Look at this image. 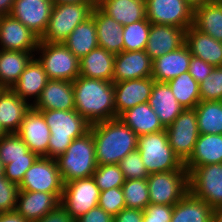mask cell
<instances>
[{
  "label": "cell",
  "instance_id": "obj_1",
  "mask_svg": "<svg viewBox=\"0 0 222 222\" xmlns=\"http://www.w3.org/2000/svg\"><path fill=\"white\" fill-rule=\"evenodd\" d=\"M73 91L75 110L90 124L116 119L112 81L79 76Z\"/></svg>",
  "mask_w": 222,
  "mask_h": 222
},
{
  "label": "cell",
  "instance_id": "obj_2",
  "mask_svg": "<svg viewBox=\"0 0 222 222\" xmlns=\"http://www.w3.org/2000/svg\"><path fill=\"white\" fill-rule=\"evenodd\" d=\"M97 165L119 164L129 153L137 150L138 136L119 118L90 125Z\"/></svg>",
  "mask_w": 222,
  "mask_h": 222
},
{
  "label": "cell",
  "instance_id": "obj_3",
  "mask_svg": "<svg viewBox=\"0 0 222 222\" xmlns=\"http://www.w3.org/2000/svg\"><path fill=\"white\" fill-rule=\"evenodd\" d=\"M40 111L50 129L48 153L46 157L56 160L64 154L71 142L90 130V123L74 110Z\"/></svg>",
  "mask_w": 222,
  "mask_h": 222
},
{
  "label": "cell",
  "instance_id": "obj_4",
  "mask_svg": "<svg viewBox=\"0 0 222 222\" xmlns=\"http://www.w3.org/2000/svg\"><path fill=\"white\" fill-rule=\"evenodd\" d=\"M56 161L64 183L92 177L98 166L92 131L75 138Z\"/></svg>",
  "mask_w": 222,
  "mask_h": 222
},
{
  "label": "cell",
  "instance_id": "obj_5",
  "mask_svg": "<svg viewBox=\"0 0 222 222\" xmlns=\"http://www.w3.org/2000/svg\"><path fill=\"white\" fill-rule=\"evenodd\" d=\"M97 2L53 4L47 29L40 41L63 43L78 24L91 17Z\"/></svg>",
  "mask_w": 222,
  "mask_h": 222
},
{
  "label": "cell",
  "instance_id": "obj_6",
  "mask_svg": "<svg viewBox=\"0 0 222 222\" xmlns=\"http://www.w3.org/2000/svg\"><path fill=\"white\" fill-rule=\"evenodd\" d=\"M137 150L149 174L179 170L184 165L169 145L166 130L139 136Z\"/></svg>",
  "mask_w": 222,
  "mask_h": 222
},
{
  "label": "cell",
  "instance_id": "obj_7",
  "mask_svg": "<svg viewBox=\"0 0 222 222\" xmlns=\"http://www.w3.org/2000/svg\"><path fill=\"white\" fill-rule=\"evenodd\" d=\"M36 51L48 79L73 82L79 77V59L63 43L39 41Z\"/></svg>",
  "mask_w": 222,
  "mask_h": 222
},
{
  "label": "cell",
  "instance_id": "obj_8",
  "mask_svg": "<svg viewBox=\"0 0 222 222\" xmlns=\"http://www.w3.org/2000/svg\"><path fill=\"white\" fill-rule=\"evenodd\" d=\"M147 183L150 204L175 205L189 191L184 165L179 170L149 174Z\"/></svg>",
  "mask_w": 222,
  "mask_h": 222
},
{
  "label": "cell",
  "instance_id": "obj_9",
  "mask_svg": "<svg viewBox=\"0 0 222 222\" xmlns=\"http://www.w3.org/2000/svg\"><path fill=\"white\" fill-rule=\"evenodd\" d=\"M189 192L212 209L222 206V163L193 168L188 173Z\"/></svg>",
  "mask_w": 222,
  "mask_h": 222
},
{
  "label": "cell",
  "instance_id": "obj_10",
  "mask_svg": "<svg viewBox=\"0 0 222 222\" xmlns=\"http://www.w3.org/2000/svg\"><path fill=\"white\" fill-rule=\"evenodd\" d=\"M165 130L174 154L184 164L193 153L194 146L200 135L195 108L184 109Z\"/></svg>",
  "mask_w": 222,
  "mask_h": 222
},
{
  "label": "cell",
  "instance_id": "obj_11",
  "mask_svg": "<svg viewBox=\"0 0 222 222\" xmlns=\"http://www.w3.org/2000/svg\"><path fill=\"white\" fill-rule=\"evenodd\" d=\"M100 189L92 177L75 179L64 183L60 204L74 219L98 206Z\"/></svg>",
  "mask_w": 222,
  "mask_h": 222
},
{
  "label": "cell",
  "instance_id": "obj_12",
  "mask_svg": "<svg viewBox=\"0 0 222 222\" xmlns=\"http://www.w3.org/2000/svg\"><path fill=\"white\" fill-rule=\"evenodd\" d=\"M18 186L19 191L63 193L64 182L57 161L48 157H38L25 172Z\"/></svg>",
  "mask_w": 222,
  "mask_h": 222
},
{
  "label": "cell",
  "instance_id": "obj_13",
  "mask_svg": "<svg viewBox=\"0 0 222 222\" xmlns=\"http://www.w3.org/2000/svg\"><path fill=\"white\" fill-rule=\"evenodd\" d=\"M146 18L151 24L186 29L193 25L194 9L185 0H145Z\"/></svg>",
  "mask_w": 222,
  "mask_h": 222
},
{
  "label": "cell",
  "instance_id": "obj_14",
  "mask_svg": "<svg viewBox=\"0 0 222 222\" xmlns=\"http://www.w3.org/2000/svg\"><path fill=\"white\" fill-rule=\"evenodd\" d=\"M40 38L11 15L0 16V50L36 52Z\"/></svg>",
  "mask_w": 222,
  "mask_h": 222
},
{
  "label": "cell",
  "instance_id": "obj_15",
  "mask_svg": "<svg viewBox=\"0 0 222 222\" xmlns=\"http://www.w3.org/2000/svg\"><path fill=\"white\" fill-rule=\"evenodd\" d=\"M53 4L52 0H15L10 15L41 38L47 29Z\"/></svg>",
  "mask_w": 222,
  "mask_h": 222
},
{
  "label": "cell",
  "instance_id": "obj_16",
  "mask_svg": "<svg viewBox=\"0 0 222 222\" xmlns=\"http://www.w3.org/2000/svg\"><path fill=\"white\" fill-rule=\"evenodd\" d=\"M16 134L23 140L32 153H35L38 157H46L51 133L40 111L31 107Z\"/></svg>",
  "mask_w": 222,
  "mask_h": 222
},
{
  "label": "cell",
  "instance_id": "obj_17",
  "mask_svg": "<svg viewBox=\"0 0 222 222\" xmlns=\"http://www.w3.org/2000/svg\"><path fill=\"white\" fill-rule=\"evenodd\" d=\"M154 82L152 77L113 82L116 118L138 104L147 103Z\"/></svg>",
  "mask_w": 222,
  "mask_h": 222
},
{
  "label": "cell",
  "instance_id": "obj_18",
  "mask_svg": "<svg viewBox=\"0 0 222 222\" xmlns=\"http://www.w3.org/2000/svg\"><path fill=\"white\" fill-rule=\"evenodd\" d=\"M62 195L63 193L19 191L15 211L27 221L36 222L60 205Z\"/></svg>",
  "mask_w": 222,
  "mask_h": 222
},
{
  "label": "cell",
  "instance_id": "obj_19",
  "mask_svg": "<svg viewBox=\"0 0 222 222\" xmlns=\"http://www.w3.org/2000/svg\"><path fill=\"white\" fill-rule=\"evenodd\" d=\"M185 42L186 29L169 25L151 24L145 52L153 61L182 47Z\"/></svg>",
  "mask_w": 222,
  "mask_h": 222
},
{
  "label": "cell",
  "instance_id": "obj_20",
  "mask_svg": "<svg viewBox=\"0 0 222 222\" xmlns=\"http://www.w3.org/2000/svg\"><path fill=\"white\" fill-rule=\"evenodd\" d=\"M152 63L145 50L122 51L115 55L112 82L151 77Z\"/></svg>",
  "mask_w": 222,
  "mask_h": 222
},
{
  "label": "cell",
  "instance_id": "obj_21",
  "mask_svg": "<svg viewBox=\"0 0 222 222\" xmlns=\"http://www.w3.org/2000/svg\"><path fill=\"white\" fill-rule=\"evenodd\" d=\"M35 110H74L73 82L49 79L37 101L32 104Z\"/></svg>",
  "mask_w": 222,
  "mask_h": 222
},
{
  "label": "cell",
  "instance_id": "obj_22",
  "mask_svg": "<svg viewBox=\"0 0 222 222\" xmlns=\"http://www.w3.org/2000/svg\"><path fill=\"white\" fill-rule=\"evenodd\" d=\"M191 57L185 43L182 47L153 60L151 77L156 82H168L189 71Z\"/></svg>",
  "mask_w": 222,
  "mask_h": 222
},
{
  "label": "cell",
  "instance_id": "obj_23",
  "mask_svg": "<svg viewBox=\"0 0 222 222\" xmlns=\"http://www.w3.org/2000/svg\"><path fill=\"white\" fill-rule=\"evenodd\" d=\"M31 103L22 100L12 89L0 88V124L7 133H17Z\"/></svg>",
  "mask_w": 222,
  "mask_h": 222
},
{
  "label": "cell",
  "instance_id": "obj_24",
  "mask_svg": "<svg viewBox=\"0 0 222 222\" xmlns=\"http://www.w3.org/2000/svg\"><path fill=\"white\" fill-rule=\"evenodd\" d=\"M147 103L157 114L164 128L170 126L184 110L166 82H154Z\"/></svg>",
  "mask_w": 222,
  "mask_h": 222
},
{
  "label": "cell",
  "instance_id": "obj_25",
  "mask_svg": "<svg viewBox=\"0 0 222 222\" xmlns=\"http://www.w3.org/2000/svg\"><path fill=\"white\" fill-rule=\"evenodd\" d=\"M48 80L42 64L34 56L11 89L22 100H28V103H30L29 100L33 98L34 100L31 102L32 105L39 98Z\"/></svg>",
  "mask_w": 222,
  "mask_h": 222
},
{
  "label": "cell",
  "instance_id": "obj_26",
  "mask_svg": "<svg viewBox=\"0 0 222 222\" xmlns=\"http://www.w3.org/2000/svg\"><path fill=\"white\" fill-rule=\"evenodd\" d=\"M185 43L192 56L201 58L214 67L222 66V42L191 25L186 30Z\"/></svg>",
  "mask_w": 222,
  "mask_h": 222
},
{
  "label": "cell",
  "instance_id": "obj_27",
  "mask_svg": "<svg viewBox=\"0 0 222 222\" xmlns=\"http://www.w3.org/2000/svg\"><path fill=\"white\" fill-rule=\"evenodd\" d=\"M91 16L95 21L99 47L115 55L121 53L123 51V26L105 14L97 5L93 8Z\"/></svg>",
  "mask_w": 222,
  "mask_h": 222
},
{
  "label": "cell",
  "instance_id": "obj_28",
  "mask_svg": "<svg viewBox=\"0 0 222 222\" xmlns=\"http://www.w3.org/2000/svg\"><path fill=\"white\" fill-rule=\"evenodd\" d=\"M214 163H222V134H200L184 166L189 173L195 167Z\"/></svg>",
  "mask_w": 222,
  "mask_h": 222
},
{
  "label": "cell",
  "instance_id": "obj_29",
  "mask_svg": "<svg viewBox=\"0 0 222 222\" xmlns=\"http://www.w3.org/2000/svg\"><path fill=\"white\" fill-rule=\"evenodd\" d=\"M97 6L122 26L146 18L145 0H98Z\"/></svg>",
  "mask_w": 222,
  "mask_h": 222
},
{
  "label": "cell",
  "instance_id": "obj_30",
  "mask_svg": "<svg viewBox=\"0 0 222 222\" xmlns=\"http://www.w3.org/2000/svg\"><path fill=\"white\" fill-rule=\"evenodd\" d=\"M115 54L104 48L91 50L79 60L80 75L87 78L112 81L114 75Z\"/></svg>",
  "mask_w": 222,
  "mask_h": 222
},
{
  "label": "cell",
  "instance_id": "obj_31",
  "mask_svg": "<svg viewBox=\"0 0 222 222\" xmlns=\"http://www.w3.org/2000/svg\"><path fill=\"white\" fill-rule=\"evenodd\" d=\"M118 118L138 137L165 130L148 103L138 104L123 112Z\"/></svg>",
  "mask_w": 222,
  "mask_h": 222
},
{
  "label": "cell",
  "instance_id": "obj_32",
  "mask_svg": "<svg viewBox=\"0 0 222 222\" xmlns=\"http://www.w3.org/2000/svg\"><path fill=\"white\" fill-rule=\"evenodd\" d=\"M34 56L32 52L0 50V88L11 89Z\"/></svg>",
  "mask_w": 222,
  "mask_h": 222
},
{
  "label": "cell",
  "instance_id": "obj_33",
  "mask_svg": "<svg viewBox=\"0 0 222 222\" xmlns=\"http://www.w3.org/2000/svg\"><path fill=\"white\" fill-rule=\"evenodd\" d=\"M213 209L202 199L193 196L189 191L173 205L170 222H212Z\"/></svg>",
  "mask_w": 222,
  "mask_h": 222
},
{
  "label": "cell",
  "instance_id": "obj_34",
  "mask_svg": "<svg viewBox=\"0 0 222 222\" xmlns=\"http://www.w3.org/2000/svg\"><path fill=\"white\" fill-rule=\"evenodd\" d=\"M63 44L80 60L91 50L99 47L94 18L91 16L67 37Z\"/></svg>",
  "mask_w": 222,
  "mask_h": 222
},
{
  "label": "cell",
  "instance_id": "obj_35",
  "mask_svg": "<svg viewBox=\"0 0 222 222\" xmlns=\"http://www.w3.org/2000/svg\"><path fill=\"white\" fill-rule=\"evenodd\" d=\"M193 26L222 42V4L206 3L195 8Z\"/></svg>",
  "mask_w": 222,
  "mask_h": 222
},
{
  "label": "cell",
  "instance_id": "obj_36",
  "mask_svg": "<svg viewBox=\"0 0 222 222\" xmlns=\"http://www.w3.org/2000/svg\"><path fill=\"white\" fill-rule=\"evenodd\" d=\"M166 83L184 109H193L201 101L199 84L189 72L182 73Z\"/></svg>",
  "mask_w": 222,
  "mask_h": 222
},
{
  "label": "cell",
  "instance_id": "obj_37",
  "mask_svg": "<svg viewBox=\"0 0 222 222\" xmlns=\"http://www.w3.org/2000/svg\"><path fill=\"white\" fill-rule=\"evenodd\" d=\"M195 110L200 134H222L221 101H200Z\"/></svg>",
  "mask_w": 222,
  "mask_h": 222
},
{
  "label": "cell",
  "instance_id": "obj_38",
  "mask_svg": "<svg viewBox=\"0 0 222 222\" xmlns=\"http://www.w3.org/2000/svg\"><path fill=\"white\" fill-rule=\"evenodd\" d=\"M151 22L145 18L123 26V51L145 50Z\"/></svg>",
  "mask_w": 222,
  "mask_h": 222
},
{
  "label": "cell",
  "instance_id": "obj_39",
  "mask_svg": "<svg viewBox=\"0 0 222 222\" xmlns=\"http://www.w3.org/2000/svg\"><path fill=\"white\" fill-rule=\"evenodd\" d=\"M121 188L126 208L144 210L150 204L147 178L125 180Z\"/></svg>",
  "mask_w": 222,
  "mask_h": 222
},
{
  "label": "cell",
  "instance_id": "obj_40",
  "mask_svg": "<svg viewBox=\"0 0 222 222\" xmlns=\"http://www.w3.org/2000/svg\"><path fill=\"white\" fill-rule=\"evenodd\" d=\"M29 148L16 133L5 134L0 139V159L4 165L12 160L27 159Z\"/></svg>",
  "mask_w": 222,
  "mask_h": 222
},
{
  "label": "cell",
  "instance_id": "obj_41",
  "mask_svg": "<svg viewBox=\"0 0 222 222\" xmlns=\"http://www.w3.org/2000/svg\"><path fill=\"white\" fill-rule=\"evenodd\" d=\"M92 178L100 191L122 187L126 180L118 164L98 165Z\"/></svg>",
  "mask_w": 222,
  "mask_h": 222
},
{
  "label": "cell",
  "instance_id": "obj_42",
  "mask_svg": "<svg viewBox=\"0 0 222 222\" xmlns=\"http://www.w3.org/2000/svg\"><path fill=\"white\" fill-rule=\"evenodd\" d=\"M201 101H220L222 98V66L213 71L199 83Z\"/></svg>",
  "mask_w": 222,
  "mask_h": 222
},
{
  "label": "cell",
  "instance_id": "obj_43",
  "mask_svg": "<svg viewBox=\"0 0 222 222\" xmlns=\"http://www.w3.org/2000/svg\"><path fill=\"white\" fill-rule=\"evenodd\" d=\"M126 180L149 176L138 150L127 154L118 164Z\"/></svg>",
  "mask_w": 222,
  "mask_h": 222
},
{
  "label": "cell",
  "instance_id": "obj_44",
  "mask_svg": "<svg viewBox=\"0 0 222 222\" xmlns=\"http://www.w3.org/2000/svg\"><path fill=\"white\" fill-rule=\"evenodd\" d=\"M98 206L114 217L122 209L126 208L122 188L113 187L105 191H100Z\"/></svg>",
  "mask_w": 222,
  "mask_h": 222
},
{
  "label": "cell",
  "instance_id": "obj_45",
  "mask_svg": "<svg viewBox=\"0 0 222 222\" xmlns=\"http://www.w3.org/2000/svg\"><path fill=\"white\" fill-rule=\"evenodd\" d=\"M37 158L38 156L29 150L27 152V159L12 160L11 163L5 165L4 176L9 181L19 185L24 178L25 172L32 166Z\"/></svg>",
  "mask_w": 222,
  "mask_h": 222
},
{
  "label": "cell",
  "instance_id": "obj_46",
  "mask_svg": "<svg viewBox=\"0 0 222 222\" xmlns=\"http://www.w3.org/2000/svg\"><path fill=\"white\" fill-rule=\"evenodd\" d=\"M19 186L9 181L4 175L0 176V213L16 210Z\"/></svg>",
  "mask_w": 222,
  "mask_h": 222
},
{
  "label": "cell",
  "instance_id": "obj_47",
  "mask_svg": "<svg viewBox=\"0 0 222 222\" xmlns=\"http://www.w3.org/2000/svg\"><path fill=\"white\" fill-rule=\"evenodd\" d=\"M173 205L149 204L143 210V222H170Z\"/></svg>",
  "mask_w": 222,
  "mask_h": 222
},
{
  "label": "cell",
  "instance_id": "obj_48",
  "mask_svg": "<svg viewBox=\"0 0 222 222\" xmlns=\"http://www.w3.org/2000/svg\"><path fill=\"white\" fill-rule=\"evenodd\" d=\"M213 69L214 66L208 64L201 58L192 56L188 72L199 84L213 71Z\"/></svg>",
  "mask_w": 222,
  "mask_h": 222
},
{
  "label": "cell",
  "instance_id": "obj_49",
  "mask_svg": "<svg viewBox=\"0 0 222 222\" xmlns=\"http://www.w3.org/2000/svg\"><path fill=\"white\" fill-rule=\"evenodd\" d=\"M113 218L101 207L97 206L76 219V222H113Z\"/></svg>",
  "mask_w": 222,
  "mask_h": 222
},
{
  "label": "cell",
  "instance_id": "obj_50",
  "mask_svg": "<svg viewBox=\"0 0 222 222\" xmlns=\"http://www.w3.org/2000/svg\"><path fill=\"white\" fill-rule=\"evenodd\" d=\"M36 222H76L60 204Z\"/></svg>",
  "mask_w": 222,
  "mask_h": 222
},
{
  "label": "cell",
  "instance_id": "obj_51",
  "mask_svg": "<svg viewBox=\"0 0 222 222\" xmlns=\"http://www.w3.org/2000/svg\"><path fill=\"white\" fill-rule=\"evenodd\" d=\"M113 222H143V210L124 208L114 216Z\"/></svg>",
  "mask_w": 222,
  "mask_h": 222
},
{
  "label": "cell",
  "instance_id": "obj_52",
  "mask_svg": "<svg viewBox=\"0 0 222 222\" xmlns=\"http://www.w3.org/2000/svg\"><path fill=\"white\" fill-rule=\"evenodd\" d=\"M0 222H29L16 211L0 213Z\"/></svg>",
  "mask_w": 222,
  "mask_h": 222
},
{
  "label": "cell",
  "instance_id": "obj_53",
  "mask_svg": "<svg viewBox=\"0 0 222 222\" xmlns=\"http://www.w3.org/2000/svg\"><path fill=\"white\" fill-rule=\"evenodd\" d=\"M15 0H0V16L10 15Z\"/></svg>",
  "mask_w": 222,
  "mask_h": 222
},
{
  "label": "cell",
  "instance_id": "obj_54",
  "mask_svg": "<svg viewBox=\"0 0 222 222\" xmlns=\"http://www.w3.org/2000/svg\"><path fill=\"white\" fill-rule=\"evenodd\" d=\"M212 222H222V206L213 209Z\"/></svg>",
  "mask_w": 222,
  "mask_h": 222
},
{
  "label": "cell",
  "instance_id": "obj_55",
  "mask_svg": "<svg viewBox=\"0 0 222 222\" xmlns=\"http://www.w3.org/2000/svg\"><path fill=\"white\" fill-rule=\"evenodd\" d=\"M193 9L208 3V0H185Z\"/></svg>",
  "mask_w": 222,
  "mask_h": 222
},
{
  "label": "cell",
  "instance_id": "obj_56",
  "mask_svg": "<svg viewBox=\"0 0 222 222\" xmlns=\"http://www.w3.org/2000/svg\"><path fill=\"white\" fill-rule=\"evenodd\" d=\"M56 3H82V2H98V0H52Z\"/></svg>",
  "mask_w": 222,
  "mask_h": 222
},
{
  "label": "cell",
  "instance_id": "obj_57",
  "mask_svg": "<svg viewBox=\"0 0 222 222\" xmlns=\"http://www.w3.org/2000/svg\"><path fill=\"white\" fill-rule=\"evenodd\" d=\"M4 168L5 165L2 163V160L0 159V176L4 175Z\"/></svg>",
  "mask_w": 222,
  "mask_h": 222
},
{
  "label": "cell",
  "instance_id": "obj_58",
  "mask_svg": "<svg viewBox=\"0 0 222 222\" xmlns=\"http://www.w3.org/2000/svg\"><path fill=\"white\" fill-rule=\"evenodd\" d=\"M208 3H211V4H222V0H208Z\"/></svg>",
  "mask_w": 222,
  "mask_h": 222
},
{
  "label": "cell",
  "instance_id": "obj_59",
  "mask_svg": "<svg viewBox=\"0 0 222 222\" xmlns=\"http://www.w3.org/2000/svg\"><path fill=\"white\" fill-rule=\"evenodd\" d=\"M5 134H8V133L1 127V124H0V139H1Z\"/></svg>",
  "mask_w": 222,
  "mask_h": 222
}]
</instances>
